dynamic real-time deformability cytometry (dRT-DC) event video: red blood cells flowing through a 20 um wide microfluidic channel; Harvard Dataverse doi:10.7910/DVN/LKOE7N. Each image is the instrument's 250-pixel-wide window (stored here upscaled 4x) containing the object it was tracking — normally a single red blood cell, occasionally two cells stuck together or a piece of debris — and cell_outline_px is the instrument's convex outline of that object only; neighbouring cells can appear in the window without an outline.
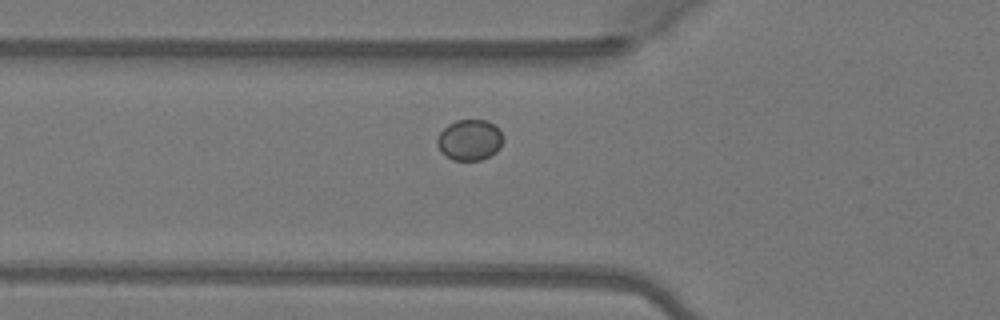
{"species": "Egyptian fruit bat (a non-hibernating species)", "species_latin": "Rousettus aegyptiacus", "temperature_condition": "warm", "stored_images_in_passage": 38, "camera_frame_rate_fps": 3000, "um_per_image_px": 0.085, "animal": {"sex": "female"}, "frame": {"image": 1, "passage_image": 6, "time_ms": 1.667, "image_size_px": [1000, 320], "cell_outline_px": [[504, 140], [500, 148], [496, 152], [480, 160], [452, 160], [440, 152], [436, 144], [436, 140], [440, 132], [448, 124], [456, 120], [488, 120], [504, 136]], "centroid_in_image_um": [39.9, 11.9], "position_along_channel_um": 85.9, "area_um2": 15.78}}
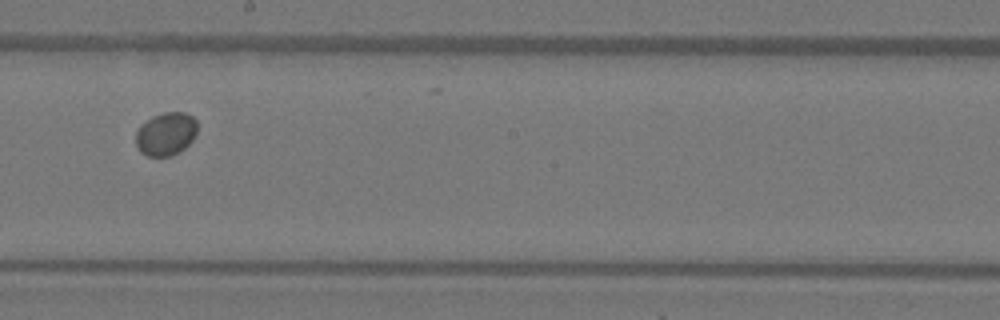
{"frame": {"image": 2, "passage_image": 17, "time_ms": 5.333, "image_size_px": [1000, 320], "cell_outline_px": [[196, 132], [192, 140], [184, 148], [172, 156], [148, 156], [140, 152], [136, 144], [136, 132], [140, 124], [152, 116], [164, 112], [184, 112], [192, 116], [196, 120]], "centroid_in_image_um": [14.08, 11.37], "position_along_channel_um": 234.1, "area_um2": 15.49}}
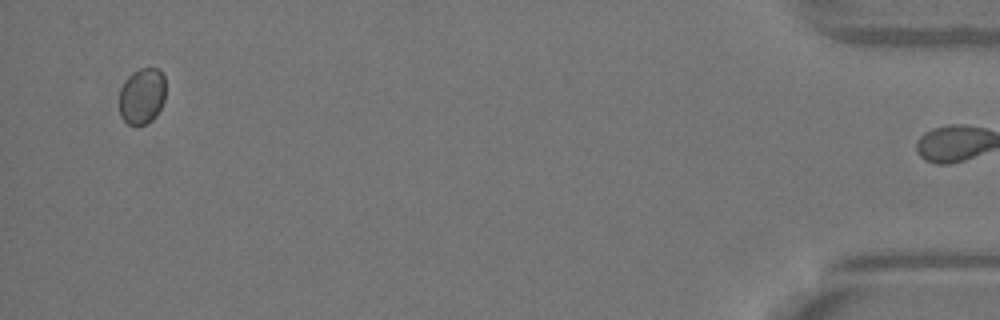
{"frame": {"image": 3, "passage_image": 37, "time_ms": 12.0, "image_size_px": [1000, 320], "cell_outline_px": [[164, 100], [156, 116], [148, 124], [136, 128], [128, 124], [120, 116], [120, 88], [124, 80], [132, 72], [140, 68], [160, 68], [164, 76]], "centroid_in_image_um": [12.06, 8.19], "position_along_channel_um": 423.1, "area_um2": 15.55}}